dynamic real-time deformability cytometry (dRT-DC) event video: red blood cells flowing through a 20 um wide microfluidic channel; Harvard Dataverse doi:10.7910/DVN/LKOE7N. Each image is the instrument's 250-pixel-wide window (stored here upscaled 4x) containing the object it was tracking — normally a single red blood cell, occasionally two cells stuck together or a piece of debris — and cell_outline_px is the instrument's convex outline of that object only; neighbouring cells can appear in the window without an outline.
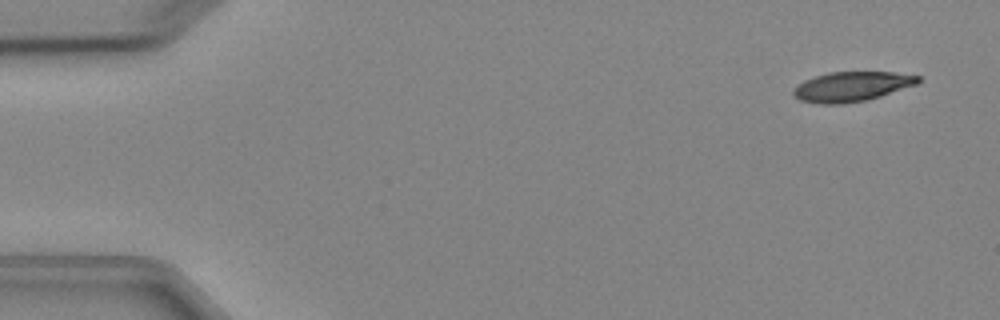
{"species": "Egyptian fruit bat (a non-hibernating species)", "species_latin": "Rousettus aegyptiacus", "temperature_condition": "cold", "stored_images_in_passage": 6, "camera_frame_rate_fps": 3000, "um_per_image_px": 0.085, "animal": {"sex": "female"}, "frame": {"image": 1, "passage_image": 1, "time_ms": 0.0, "image_size_px": [1000, 320], "cell_outline_px": [[920, 84], [868, 100], [844, 104], [820, 104], [800, 100], [792, 96], [792, 92], [804, 80], [828, 72], [896, 72], [920, 76]], "centroid_in_image_um": [72.44, 7.36], "position_along_channel_um": 12.6, "area_um2": 21.85}}
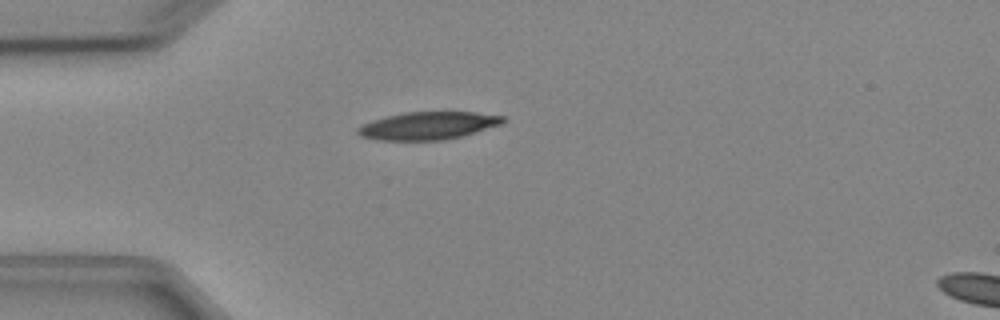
{"frame": {"image": 2, "passage_image": 4, "time_ms": 3.667, "image_size_px": [1000, 320], "cell_outline_px": [[508, 120], [504, 124], [460, 136], [444, 140], [380, 140], [360, 136], [356, 132], [356, 128], [372, 120], [404, 112], [476, 112], [504, 116]], "centroid_in_image_um": [36.42, 10.68], "position_along_channel_um": 48.6, "area_um2": 23.47}}